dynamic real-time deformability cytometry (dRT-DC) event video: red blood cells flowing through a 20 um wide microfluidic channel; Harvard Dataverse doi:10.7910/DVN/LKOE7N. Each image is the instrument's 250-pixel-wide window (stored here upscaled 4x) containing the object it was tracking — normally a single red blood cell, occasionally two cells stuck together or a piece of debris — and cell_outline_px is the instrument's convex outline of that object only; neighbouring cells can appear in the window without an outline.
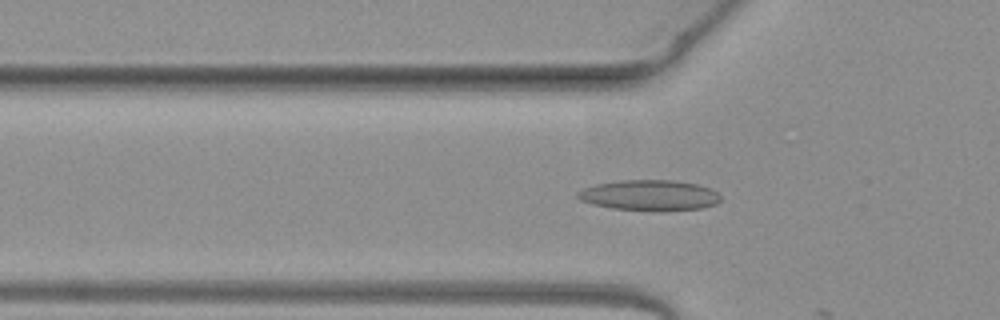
{"species": "common noctule bat (a hibernating species)", "species_latin": "Nyctalus noctula", "temperature_condition": "warm", "stored_images_in_passage": 18, "camera_frame_rate_fps": 3000, "um_per_image_px": 0.085, "animal": {"sex": "female", "body_mass_g": 19.3, "forearm_length_mm": 54.1}, "frame": {"image": 1, "passage_image": 17, "time_ms": 5.333, "image_size_px": [1000, 320], "cell_outline_px": [[720, 200], [716, 204], [700, 208], [660, 212], [656, 212], [612, 208], [592, 204], [580, 200], [576, 196], [576, 192], [584, 188], [596, 184], [620, 180], [672, 180], [696, 184], [712, 188], [720, 196]], "centroid_in_image_um": [55.2, 16.61], "position_along_channel_um": 70.6, "area_um2": 25.78}}